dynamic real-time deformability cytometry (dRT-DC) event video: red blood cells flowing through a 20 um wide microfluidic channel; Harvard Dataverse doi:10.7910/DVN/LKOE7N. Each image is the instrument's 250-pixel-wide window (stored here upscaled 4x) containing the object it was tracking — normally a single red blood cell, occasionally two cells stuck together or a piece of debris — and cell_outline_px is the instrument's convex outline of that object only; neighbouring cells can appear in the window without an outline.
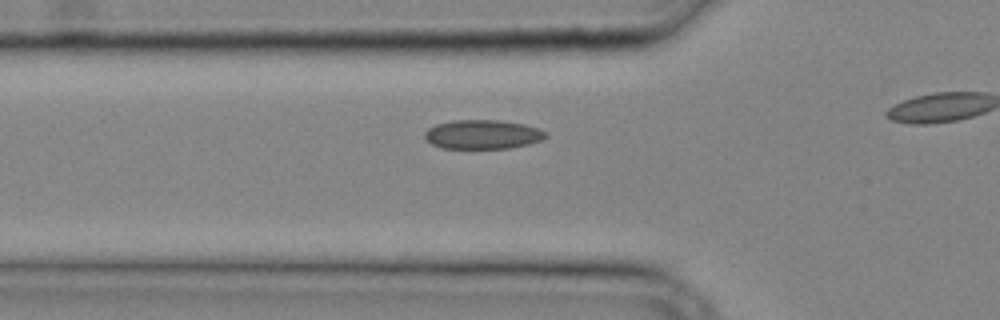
{"species": "common noctule bat (a hibernating species)", "species_latin": "Nyctalus noctula", "temperature_condition": "cold", "stored_images_in_passage": 14, "camera_frame_rate_fps": 3000, "um_per_image_px": 0.085, "animal": {"sex": "male", "body_mass_g": 20.4}, "frame": {"image": 1, "passage_image": 10, "time_ms": 3.0, "image_size_px": [1000, 320], "cell_outline_px": [[548, 136], [544, 140], [512, 148], [440, 148], [432, 144], [424, 136], [424, 132], [428, 128], [436, 124], [452, 120], [500, 120], [524, 124], [548, 132]], "centroid_in_image_um": [41.05, 11.42], "position_along_channel_um": 84.8, "area_um2": 20.69}}
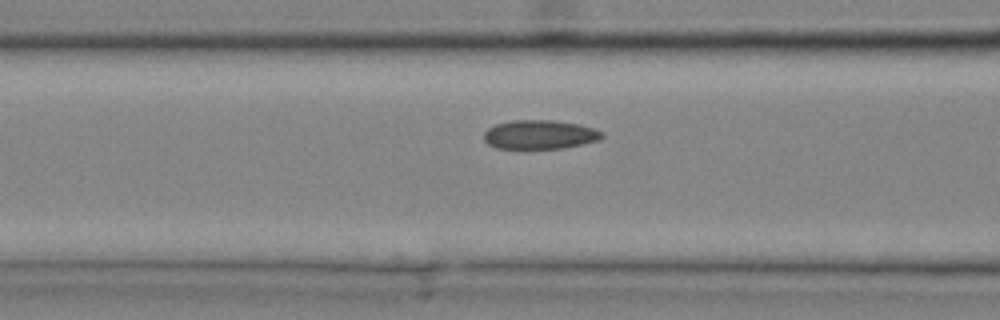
{"frame": {"image": 2, "passage_image": 12, "time_ms": 3.667, "image_size_px": [1000, 320], "cell_outline_px": [[604, 136], [600, 140], [560, 148], [524, 152], [496, 148], [488, 144], [484, 140], [484, 132], [488, 128], [496, 124], [512, 120], [552, 120], [580, 124], [604, 132]], "centroid_in_image_um": [45.83, 11.48], "position_along_channel_um": 120.8, "area_um2": 20.81}}